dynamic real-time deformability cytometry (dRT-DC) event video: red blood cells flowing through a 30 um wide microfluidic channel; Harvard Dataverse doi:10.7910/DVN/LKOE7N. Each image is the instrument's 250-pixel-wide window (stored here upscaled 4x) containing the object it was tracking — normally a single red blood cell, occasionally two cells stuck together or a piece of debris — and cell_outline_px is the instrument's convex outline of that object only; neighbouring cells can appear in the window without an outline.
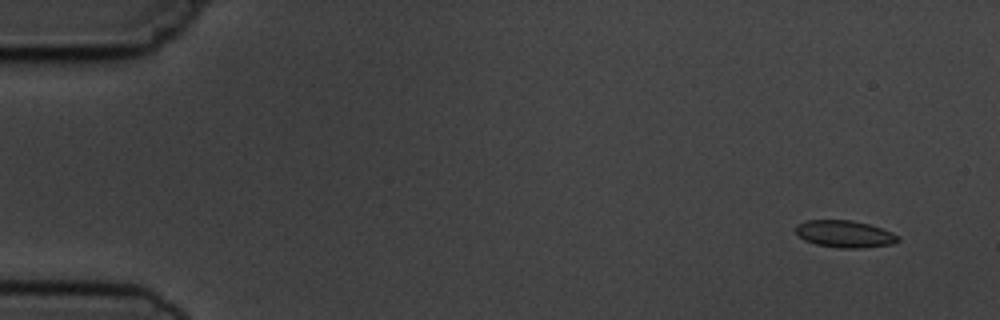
{"species": "common noctule bat (a hibernating species)", "species_latin": "Nyctalus noctula", "temperature_condition": "cold", "stored_images_in_passage": 4, "camera_frame_rate_fps": 3000, "um_per_image_px": 0.085, "animal": {"sex": "male", "body_mass_g": 19.5, "forearm_length_mm": 54.6}, "frame": {"image": 1, "passage_image": 1, "time_ms": 0.0, "image_size_px": [1000, 320], "cell_outline_px": [[900, 240], [892, 244], [860, 248], [840, 248], [816, 244], [804, 240], [796, 232], [796, 224], [808, 220], [852, 220], [868, 224], [892, 232], [900, 236]], "centroid_in_image_um": [71.81, 19.89], "position_along_channel_um": 13.2, "area_um2": 16.07}}
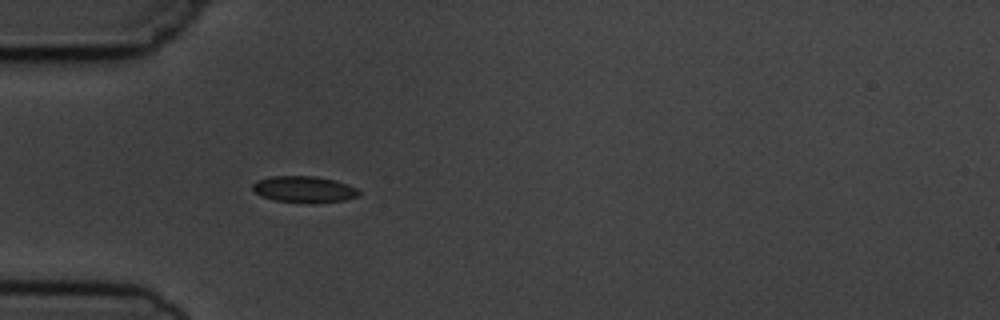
{"frame": {"image": 2, "passage_image": 4, "time_ms": 4.333, "image_size_px": [1000, 320], "cell_outline_px": [[360, 192], [356, 196], [344, 200], [312, 204], [276, 200], [260, 196], [252, 188], [252, 184], [256, 180], [272, 176], [316, 176], [336, 180], [348, 184], [356, 188]], "centroid_in_image_um": [25.84, 16.09], "position_along_channel_um": 59.2, "area_um2": 16.47}}